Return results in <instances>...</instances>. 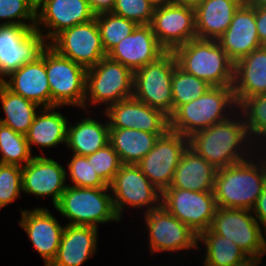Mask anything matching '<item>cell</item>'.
Masks as SVG:
<instances>
[{
    "mask_svg": "<svg viewBox=\"0 0 266 266\" xmlns=\"http://www.w3.org/2000/svg\"><path fill=\"white\" fill-rule=\"evenodd\" d=\"M87 69L46 48V73L51 91V107L72 105L84 109Z\"/></svg>",
    "mask_w": 266,
    "mask_h": 266,
    "instance_id": "52a82bcc",
    "label": "cell"
},
{
    "mask_svg": "<svg viewBox=\"0 0 266 266\" xmlns=\"http://www.w3.org/2000/svg\"><path fill=\"white\" fill-rule=\"evenodd\" d=\"M20 210L22 217L19 225L27 233L33 247L43 258L44 265L49 266L57 255L65 225H60L47 208H37L36 206L35 209Z\"/></svg>",
    "mask_w": 266,
    "mask_h": 266,
    "instance_id": "ffe728a7",
    "label": "cell"
},
{
    "mask_svg": "<svg viewBox=\"0 0 266 266\" xmlns=\"http://www.w3.org/2000/svg\"><path fill=\"white\" fill-rule=\"evenodd\" d=\"M237 108L233 86H211L203 95L179 106L173 112L169 117L170 130L189 137L195 132L228 119L238 110Z\"/></svg>",
    "mask_w": 266,
    "mask_h": 266,
    "instance_id": "3957f363",
    "label": "cell"
},
{
    "mask_svg": "<svg viewBox=\"0 0 266 266\" xmlns=\"http://www.w3.org/2000/svg\"><path fill=\"white\" fill-rule=\"evenodd\" d=\"M255 20L259 41L266 46V8L255 7Z\"/></svg>",
    "mask_w": 266,
    "mask_h": 266,
    "instance_id": "7bdbcfd3",
    "label": "cell"
},
{
    "mask_svg": "<svg viewBox=\"0 0 266 266\" xmlns=\"http://www.w3.org/2000/svg\"><path fill=\"white\" fill-rule=\"evenodd\" d=\"M165 133H148L129 128H110L109 143L123 164H138Z\"/></svg>",
    "mask_w": 266,
    "mask_h": 266,
    "instance_id": "f546056e",
    "label": "cell"
},
{
    "mask_svg": "<svg viewBox=\"0 0 266 266\" xmlns=\"http://www.w3.org/2000/svg\"><path fill=\"white\" fill-rule=\"evenodd\" d=\"M57 108L59 107L42 108L36 114L25 135L30 151L33 144L39 148L56 147L63 143L66 145L69 123L59 111L55 112Z\"/></svg>",
    "mask_w": 266,
    "mask_h": 266,
    "instance_id": "83f0119b",
    "label": "cell"
},
{
    "mask_svg": "<svg viewBox=\"0 0 266 266\" xmlns=\"http://www.w3.org/2000/svg\"><path fill=\"white\" fill-rule=\"evenodd\" d=\"M171 86L172 114L179 106L197 99L211 87L205 80L184 72L177 65L173 72Z\"/></svg>",
    "mask_w": 266,
    "mask_h": 266,
    "instance_id": "e575fe53",
    "label": "cell"
},
{
    "mask_svg": "<svg viewBox=\"0 0 266 266\" xmlns=\"http://www.w3.org/2000/svg\"><path fill=\"white\" fill-rule=\"evenodd\" d=\"M263 256H246L238 261L234 266H259L262 263ZM266 266V265H265Z\"/></svg>",
    "mask_w": 266,
    "mask_h": 266,
    "instance_id": "f6af8a7d",
    "label": "cell"
},
{
    "mask_svg": "<svg viewBox=\"0 0 266 266\" xmlns=\"http://www.w3.org/2000/svg\"><path fill=\"white\" fill-rule=\"evenodd\" d=\"M155 6L150 0H116L111 12L137 25H148L151 24Z\"/></svg>",
    "mask_w": 266,
    "mask_h": 266,
    "instance_id": "60d3db41",
    "label": "cell"
},
{
    "mask_svg": "<svg viewBox=\"0 0 266 266\" xmlns=\"http://www.w3.org/2000/svg\"><path fill=\"white\" fill-rule=\"evenodd\" d=\"M243 3H251L253 0H241Z\"/></svg>",
    "mask_w": 266,
    "mask_h": 266,
    "instance_id": "681fc988",
    "label": "cell"
},
{
    "mask_svg": "<svg viewBox=\"0 0 266 266\" xmlns=\"http://www.w3.org/2000/svg\"><path fill=\"white\" fill-rule=\"evenodd\" d=\"M109 138L108 120L102 124L92 117H84L77 125H68L66 146L75 155L89 156L109 144Z\"/></svg>",
    "mask_w": 266,
    "mask_h": 266,
    "instance_id": "f1b7e54d",
    "label": "cell"
},
{
    "mask_svg": "<svg viewBox=\"0 0 266 266\" xmlns=\"http://www.w3.org/2000/svg\"><path fill=\"white\" fill-rule=\"evenodd\" d=\"M134 73L121 64L104 57L86 71V97L92 105L106 104L105 109L119 101L133 97ZM100 103V104H99Z\"/></svg>",
    "mask_w": 266,
    "mask_h": 266,
    "instance_id": "8992f818",
    "label": "cell"
},
{
    "mask_svg": "<svg viewBox=\"0 0 266 266\" xmlns=\"http://www.w3.org/2000/svg\"><path fill=\"white\" fill-rule=\"evenodd\" d=\"M251 212L217 207L208 230L233 241L247 256H263L266 253V233Z\"/></svg>",
    "mask_w": 266,
    "mask_h": 266,
    "instance_id": "9c48e42d",
    "label": "cell"
},
{
    "mask_svg": "<svg viewBox=\"0 0 266 266\" xmlns=\"http://www.w3.org/2000/svg\"><path fill=\"white\" fill-rule=\"evenodd\" d=\"M2 19L7 20L2 22L1 25H18L35 28L36 1L0 0V20Z\"/></svg>",
    "mask_w": 266,
    "mask_h": 266,
    "instance_id": "8d00e7d4",
    "label": "cell"
},
{
    "mask_svg": "<svg viewBox=\"0 0 266 266\" xmlns=\"http://www.w3.org/2000/svg\"><path fill=\"white\" fill-rule=\"evenodd\" d=\"M166 50L159 44L148 25H137L133 32L121 40L107 56L120 62L133 73L141 67L156 61Z\"/></svg>",
    "mask_w": 266,
    "mask_h": 266,
    "instance_id": "44dd1931",
    "label": "cell"
},
{
    "mask_svg": "<svg viewBox=\"0 0 266 266\" xmlns=\"http://www.w3.org/2000/svg\"><path fill=\"white\" fill-rule=\"evenodd\" d=\"M48 45L35 28L0 24V82L24 64L40 58Z\"/></svg>",
    "mask_w": 266,
    "mask_h": 266,
    "instance_id": "30bf717a",
    "label": "cell"
},
{
    "mask_svg": "<svg viewBox=\"0 0 266 266\" xmlns=\"http://www.w3.org/2000/svg\"><path fill=\"white\" fill-rule=\"evenodd\" d=\"M177 66L211 86H233L235 63L217 40L193 39L173 51Z\"/></svg>",
    "mask_w": 266,
    "mask_h": 266,
    "instance_id": "277c9868",
    "label": "cell"
},
{
    "mask_svg": "<svg viewBox=\"0 0 266 266\" xmlns=\"http://www.w3.org/2000/svg\"><path fill=\"white\" fill-rule=\"evenodd\" d=\"M110 128H129L148 133H166L170 118L134 97L119 101L104 110Z\"/></svg>",
    "mask_w": 266,
    "mask_h": 266,
    "instance_id": "ac0fdd59",
    "label": "cell"
},
{
    "mask_svg": "<svg viewBox=\"0 0 266 266\" xmlns=\"http://www.w3.org/2000/svg\"><path fill=\"white\" fill-rule=\"evenodd\" d=\"M251 4L254 7L266 8V0H253Z\"/></svg>",
    "mask_w": 266,
    "mask_h": 266,
    "instance_id": "7dc6e473",
    "label": "cell"
},
{
    "mask_svg": "<svg viewBox=\"0 0 266 266\" xmlns=\"http://www.w3.org/2000/svg\"><path fill=\"white\" fill-rule=\"evenodd\" d=\"M150 25L166 51H173L197 38L195 9L184 5L173 2L156 5Z\"/></svg>",
    "mask_w": 266,
    "mask_h": 266,
    "instance_id": "2e32d148",
    "label": "cell"
},
{
    "mask_svg": "<svg viewBox=\"0 0 266 266\" xmlns=\"http://www.w3.org/2000/svg\"><path fill=\"white\" fill-rule=\"evenodd\" d=\"M98 176L109 186L123 163L109 143L95 153L86 156Z\"/></svg>",
    "mask_w": 266,
    "mask_h": 266,
    "instance_id": "f35d334b",
    "label": "cell"
},
{
    "mask_svg": "<svg viewBox=\"0 0 266 266\" xmlns=\"http://www.w3.org/2000/svg\"><path fill=\"white\" fill-rule=\"evenodd\" d=\"M238 109L253 143H266V94L243 99L238 104Z\"/></svg>",
    "mask_w": 266,
    "mask_h": 266,
    "instance_id": "d590c367",
    "label": "cell"
},
{
    "mask_svg": "<svg viewBox=\"0 0 266 266\" xmlns=\"http://www.w3.org/2000/svg\"><path fill=\"white\" fill-rule=\"evenodd\" d=\"M236 112L238 117L233 113L228 119L195 132L188 137V147L216 169L247 160L250 156L255 155L256 151H258L257 153H260L259 151L263 152V146H261V150H259V147L257 150L253 146L256 144L251 141L252 139L241 114H239V110ZM234 116L236 117L234 118Z\"/></svg>",
    "mask_w": 266,
    "mask_h": 266,
    "instance_id": "6da1fadb",
    "label": "cell"
},
{
    "mask_svg": "<svg viewBox=\"0 0 266 266\" xmlns=\"http://www.w3.org/2000/svg\"><path fill=\"white\" fill-rule=\"evenodd\" d=\"M161 205L197 235L210 228L217 209L213 192H196L178 188L164 190Z\"/></svg>",
    "mask_w": 266,
    "mask_h": 266,
    "instance_id": "7c38bea8",
    "label": "cell"
},
{
    "mask_svg": "<svg viewBox=\"0 0 266 266\" xmlns=\"http://www.w3.org/2000/svg\"><path fill=\"white\" fill-rule=\"evenodd\" d=\"M187 147L188 137L169 129L136 165L148 180L163 192L171 185L175 169Z\"/></svg>",
    "mask_w": 266,
    "mask_h": 266,
    "instance_id": "4fadbf2b",
    "label": "cell"
},
{
    "mask_svg": "<svg viewBox=\"0 0 266 266\" xmlns=\"http://www.w3.org/2000/svg\"><path fill=\"white\" fill-rule=\"evenodd\" d=\"M0 156L1 164L21 167L33 158L26 136L2 123H0Z\"/></svg>",
    "mask_w": 266,
    "mask_h": 266,
    "instance_id": "d6a6232c",
    "label": "cell"
},
{
    "mask_svg": "<svg viewBox=\"0 0 266 266\" xmlns=\"http://www.w3.org/2000/svg\"><path fill=\"white\" fill-rule=\"evenodd\" d=\"M233 91L237 105L243 99L266 94V46L235 63Z\"/></svg>",
    "mask_w": 266,
    "mask_h": 266,
    "instance_id": "d4e9b609",
    "label": "cell"
},
{
    "mask_svg": "<svg viewBox=\"0 0 266 266\" xmlns=\"http://www.w3.org/2000/svg\"><path fill=\"white\" fill-rule=\"evenodd\" d=\"M144 214L151 253L198 248V235L162 205Z\"/></svg>",
    "mask_w": 266,
    "mask_h": 266,
    "instance_id": "5bb4252c",
    "label": "cell"
},
{
    "mask_svg": "<svg viewBox=\"0 0 266 266\" xmlns=\"http://www.w3.org/2000/svg\"><path fill=\"white\" fill-rule=\"evenodd\" d=\"M241 0H207L195 9L198 39L217 40L230 26Z\"/></svg>",
    "mask_w": 266,
    "mask_h": 266,
    "instance_id": "4316f807",
    "label": "cell"
},
{
    "mask_svg": "<svg viewBox=\"0 0 266 266\" xmlns=\"http://www.w3.org/2000/svg\"><path fill=\"white\" fill-rule=\"evenodd\" d=\"M0 101L5 119L0 123L12 128L15 132L26 135L40 106L21 95L13 93L0 82Z\"/></svg>",
    "mask_w": 266,
    "mask_h": 266,
    "instance_id": "4dcf8cb0",
    "label": "cell"
},
{
    "mask_svg": "<svg viewBox=\"0 0 266 266\" xmlns=\"http://www.w3.org/2000/svg\"><path fill=\"white\" fill-rule=\"evenodd\" d=\"M255 156L256 161L250 157L234 165L217 169L213 190L217 207L253 209L266 181L265 152L264 160L262 156L260 160L257 159L260 157L259 154Z\"/></svg>",
    "mask_w": 266,
    "mask_h": 266,
    "instance_id": "7a4b0ae2",
    "label": "cell"
},
{
    "mask_svg": "<svg viewBox=\"0 0 266 266\" xmlns=\"http://www.w3.org/2000/svg\"><path fill=\"white\" fill-rule=\"evenodd\" d=\"M198 241L206 245L203 266H234L247 256L236 243L209 230L201 232Z\"/></svg>",
    "mask_w": 266,
    "mask_h": 266,
    "instance_id": "1f68e13d",
    "label": "cell"
},
{
    "mask_svg": "<svg viewBox=\"0 0 266 266\" xmlns=\"http://www.w3.org/2000/svg\"><path fill=\"white\" fill-rule=\"evenodd\" d=\"M177 65L172 51H166L153 61L134 72L133 97L146 105L172 115L171 80Z\"/></svg>",
    "mask_w": 266,
    "mask_h": 266,
    "instance_id": "ba28073f",
    "label": "cell"
},
{
    "mask_svg": "<svg viewBox=\"0 0 266 266\" xmlns=\"http://www.w3.org/2000/svg\"><path fill=\"white\" fill-rule=\"evenodd\" d=\"M49 46L61 56L69 58L86 69L107 56L96 18L63 30L49 42Z\"/></svg>",
    "mask_w": 266,
    "mask_h": 266,
    "instance_id": "9a60e30c",
    "label": "cell"
},
{
    "mask_svg": "<svg viewBox=\"0 0 266 266\" xmlns=\"http://www.w3.org/2000/svg\"><path fill=\"white\" fill-rule=\"evenodd\" d=\"M109 190L110 187L89 188L68 184L54 208L70 221L69 225L98 228L101 223L120 222L122 219L116 214Z\"/></svg>",
    "mask_w": 266,
    "mask_h": 266,
    "instance_id": "5b68a950",
    "label": "cell"
},
{
    "mask_svg": "<svg viewBox=\"0 0 266 266\" xmlns=\"http://www.w3.org/2000/svg\"><path fill=\"white\" fill-rule=\"evenodd\" d=\"M152 3L155 5H163V4H168L171 3L172 0H150Z\"/></svg>",
    "mask_w": 266,
    "mask_h": 266,
    "instance_id": "c3c4849f",
    "label": "cell"
},
{
    "mask_svg": "<svg viewBox=\"0 0 266 266\" xmlns=\"http://www.w3.org/2000/svg\"><path fill=\"white\" fill-rule=\"evenodd\" d=\"M22 191V167L0 163V209L19 198Z\"/></svg>",
    "mask_w": 266,
    "mask_h": 266,
    "instance_id": "ab89813d",
    "label": "cell"
},
{
    "mask_svg": "<svg viewBox=\"0 0 266 266\" xmlns=\"http://www.w3.org/2000/svg\"><path fill=\"white\" fill-rule=\"evenodd\" d=\"M98 228L69 225L64 227L55 259L49 266H81L97 252Z\"/></svg>",
    "mask_w": 266,
    "mask_h": 266,
    "instance_id": "cb8c5ba5",
    "label": "cell"
},
{
    "mask_svg": "<svg viewBox=\"0 0 266 266\" xmlns=\"http://www.w3.org/2000/svg\"><path fill=\"white\" fill-rule=\"evenodd\" d=\"M67 173L56 160L45 156H33L22 167V192L36 197L52 196L55 206L68 185Z\"/></svg>",
    "mask_w": 266,
    "mask_h": 266,
    "instance_id": "d6986e66",
    "label": "cell"
},
{
    "mask_svg": "<svg viewBox=\"0 0 266 266\" xmlns=\"http://www.w3.org/2000/svg\"><path fill=\"white\" fill-rule=\"evenodd\" d=\"M69 177L73 183L71 186L102 188L109 187L97 174L86 156L72 155L69 161Z\"/></svg>",
    "mask_w": 266,
    "mask_h": 266,
    "instance_id": "74e56055",
    "label": "cell"
},
{
    "mask_svg": "<svg viewBox=\"0 0 266 266\" xmlns=\"http://www.w3.org/2000/svg\"><path fill=\"white\" fill-rule=\"evenodd\" d=\"M251 211L254 214V217L256 218L258 223L261 224L266 233V181L264 183L262 193L257 199Z\"/></svg>",
    "mask_w": 266,
    "mask_h": 266,
    "instance_id": "b9f144b4",
    "label": "cell"
},
{
    "mask_svg": "<svg viewBox=\"0 0 266 266\" xmlns=\"http://www.w3.org/2000/svg\"><path fill=\"white\" fill-rule=\"evenodd\" d=\"M95 15L88 0H38L35 29L50 42L63 30L88 22ZM43 28L47 33H42Z\"/></svg>",
    "mask_w": 266,
    "mask_h": 266,
    "instance_id": "e0dca14e",
    "label": "cell"
},
{
    "mask_svg": "<svg viewBox=\"0 0 266 266\" xmlns=\"http://www.w3.org/2000/svg\"><path fill=\"white\" fill-rule=\"evenodd\" d=\"M109 187L116 214L120 219L126 206L134 209L145 207L146 213L161 206L162 192L135 164H123Z\"/></svg>",
    "mask_w": 266,
    "mask_h": 266,
    "instance_id": "8fae6325",
    "label": "cell"
},
{
    "mask_svg": "<svg viewBox=\"0 0 266 266\" xmlns=\"http://www.w3.org/2000/svg\"><path fill=\"white\" fill-rule=\"evenodd\" d=\"M95 18L106 54H108L121 40L130 35L137 26L134 21L112 12L96 14Z\"/></svg>",
    "mask_w": 266,
    "mask_h": 266,
    "instance_id": "836d02e7",
    "label": "cell"
},
{
    "mask_svg": "<svg viewBox=\"0 0 266 266\" xmlns=\"http://www.w3.org/2000/svg\"><path fill=\"white\" fill-rule=\"evenodd\" d=\"M217 169L187 147L175 169L169 188L213 192Z\"/></svg>",
    "mask_w": 266,
    "mask_h": 266,
    "instance_id": "484cf974",
    "label": "cell"
},
{
    "mask_svg": "<svg viewBox=\"0 0 266 266\" xmlns=\"http://www.w3.org/2000/svg\"><path fill=\"white\" fill-rule=\"evenodd\" d=\"M2 83L13 93L38 104L51 107V91L46 73V49L40 58L24 64L12 72ZM43 105V106H42Z\"/></svg>",
    "mask_w": 266,
    "mask_h": 266,
    "instance_id": "603a6c76",
    "label": "cell"
},
{
    "mask_svg": "<svg viewBox=\"0 0 266 266\" xmlns=\"http://www.w3.org/2000/svg\"><path fill=\"white\" fill-rule=\"evenodd\" d=\"M217 42L234 63L262 46L256 28L255 7L251 3L239 6L230 26Z\"/></svg>",
    "mask_w": 266,
    "mask_h": 266,
    "instance_id": "7402d4cb",
    "label": "cell"
},
{
    "mask_svg": "<svg viewBox=\"0 0 266 266\" xmlns=\"http://www.w3.org/2000/svg\"><path fill=\"white\" fill-rule=\"evenodd\" d=\"M90 8L95 14L111 12L116 0H88Z\"/></svg>",
    "mask_w": 266,
    "mask_h": 266,
    "instance_id": "ee69618b",
    "label": "cell"
},
{
    "mask_svg": "<svg viewBox=\"0 0 266 266\" xmlns=\"http://www.w3.org/2000/svg\"><path fill=\"white\" fill-rule=\"evenodd\" d=\"M205 1L207 0H172L173 3L184 5L193 9H196Z\"/></svg>",
    "mask_w": 266,
    "mask_h": 266,
    "instance_id": "bcb514c9",
    "label": "cell"
}]
</instances>
